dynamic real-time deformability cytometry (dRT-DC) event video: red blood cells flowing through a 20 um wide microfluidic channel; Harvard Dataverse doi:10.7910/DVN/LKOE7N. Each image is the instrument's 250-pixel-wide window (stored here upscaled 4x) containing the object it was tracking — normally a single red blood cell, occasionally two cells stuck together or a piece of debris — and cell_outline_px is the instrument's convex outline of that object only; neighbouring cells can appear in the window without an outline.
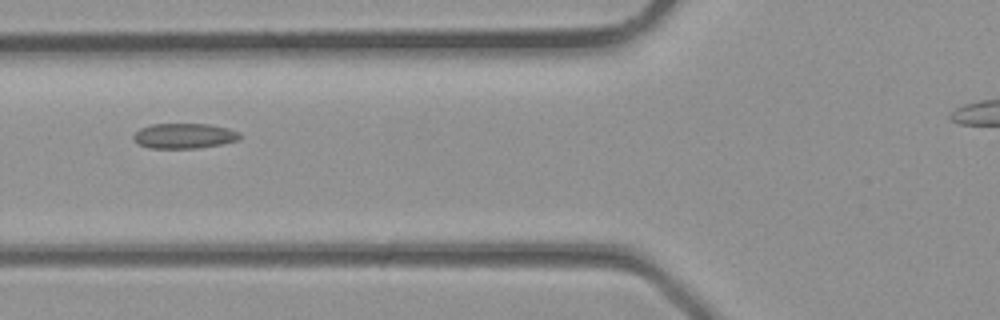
{"species": "common noctule bat (a hibernating species)", "species_latin": "Nyctalus noctula", "temperature_condition": "room temperature", "stored_images_in_passage": 5, "segment_of_instrument_passage": [1, 2], "camera_frame_rate_fps": 3000, "um_per_image_px": 0.085, "animal": {"sex": "male", "body_mass_g": 23.1, "forearm_length_mm": 52.7}, "frame": {"image": 1, "passage_image": 4, "time_ms": 1.0, "image_size_px": [1000, 320], "cell_outline_px": [[240, 136], [236, 140], [220, 144], [196, 148], [148, 148], [140, 144], [132, 136], [140, 128], [152, 124], [208, 124], [228, 128], [240, 132]], "centroid_in_image_um": [15.64, 11.54], "position_along_channel_um": 110.2, "area_um2": 15.37}}